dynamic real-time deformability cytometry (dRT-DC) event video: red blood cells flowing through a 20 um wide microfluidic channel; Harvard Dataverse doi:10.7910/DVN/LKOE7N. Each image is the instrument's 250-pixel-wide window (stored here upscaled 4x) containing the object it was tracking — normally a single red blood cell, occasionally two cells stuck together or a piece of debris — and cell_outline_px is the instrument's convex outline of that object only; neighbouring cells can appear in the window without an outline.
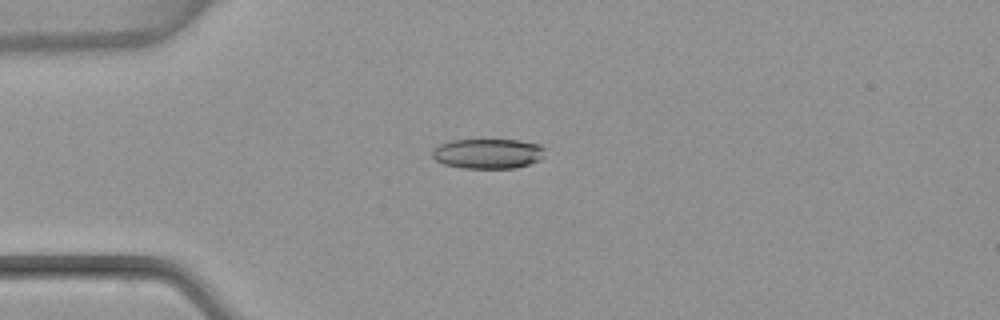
{"species": "common noctule bat (a hibernating species)", "species_latin": "Nyctalus noctula", "temperature_condition": "warm", "stored_images_in_passage": 48, "camera_frame_rate_fps": 3000, "um_per_image_px": 0.085, "animal": {"sex": "female", "body_mass_g": 22.7, "forearm_length_mm": 54.2}, "frame": {"image": 1, "passage_image": 9, "time_ms": 2.667, "image_size_px": [1000, 320], "cell_outline_px": [[544, 156], [540, 160], [516, 168], [464, 168], [444, 164], [436, 160], [432, 156], [432, 152], [440, 144], [452, 140], [516, 140], [540, 144], [544, 148]], "centroid_in_image_um": [41.5, 13.06], "position_along_channel_um": 43.5, "area_um2": 19.59}}
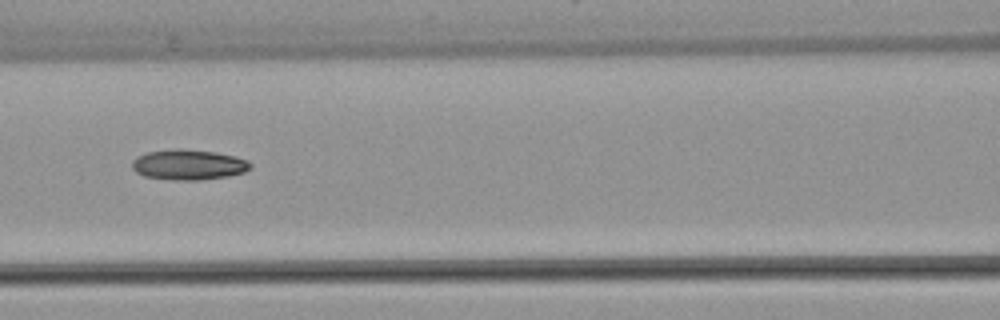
{"frame": {"image": 2, "passage_image": 19, "time_ms": 6.0, "image_size_px": [1000, 320], "cell_outline_px": [[252, 168], [244, 172], [228, 176], [200, 180], [176, 180], [144, 176], [136, 172], [132, 168], [132, 160], [136, 156], [148, 152], [176, 148], [180, 148], [216, 152], [236, 156], [248, 160], [252, 164]], "centroid_in_image_um": [16.04, 13.99], "position_along_channel_um": 150.6, "area_um2": 21.1}}
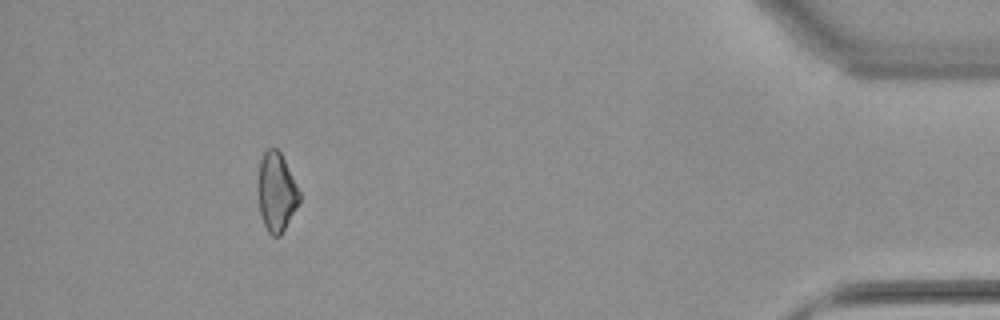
{"frame": {"image": 3, "passage_image": 44, "time_ms": 14.333, "image_size_px": [1000, 320], "cell_outline_px": [[300, 200], [296, 208], [280, 236], [272, 236], [268, 232], [260, 216], [256, 188], [260, 160], [264, 152], [268, 148], [276, 148], [280, 152], [300, 192]], "centroid_in_image_um": [23.45, 16.33], "position_along_channel_um": 411.7, "area_um2": 19.13}, "authors_computed_cell_mechanics": {"area_um2": 19.8543, "velocity_mm_per_s": 3.8674, "shape_relaxation_time_tau1_ms": null, "shape_relaxation_time_tau2_ms": 4.3123, "deformation_change_tau1": null, "deformation_change_tau2": 0.1093}}